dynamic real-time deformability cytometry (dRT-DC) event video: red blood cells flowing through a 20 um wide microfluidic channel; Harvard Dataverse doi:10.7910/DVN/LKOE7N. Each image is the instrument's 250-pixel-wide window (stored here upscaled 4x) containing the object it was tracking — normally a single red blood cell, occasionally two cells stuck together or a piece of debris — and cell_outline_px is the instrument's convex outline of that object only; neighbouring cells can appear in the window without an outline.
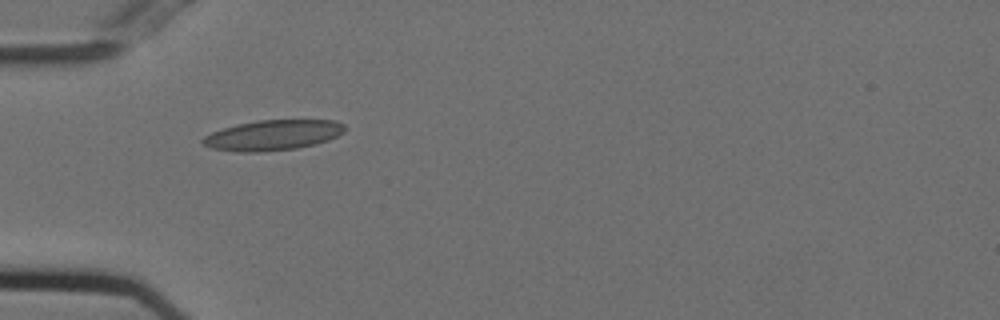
{"species": "Egyptian fruit bat (a non-hibernating species)", "species_latin": "Rousettus aegyptiacus", "temperature_condition": "cold", "stored_images_in_passage": 31, "camera_frame_rate_fps": 3000, "um_per_image_px": 0.085, "animal": {"sex": "female"}, "frame": {"image": 1, "passage_image": 1, "time_ms": 0.0, "image_size_px": [1000, 320], "cell_outline_px": [[344, 132], [328, 140], [316, 144], [296, 148], [256, 152], [236, 152], [212, 148], [204, 144], [200, 140], [204, 136], [212, 132], [236, 124], [256, 120], [336, 120], [344, 124]], "centroid_in_image_um": [23.18, 11.48], "position_along_channel_um": 61.8, "area_um2": 25.03}}
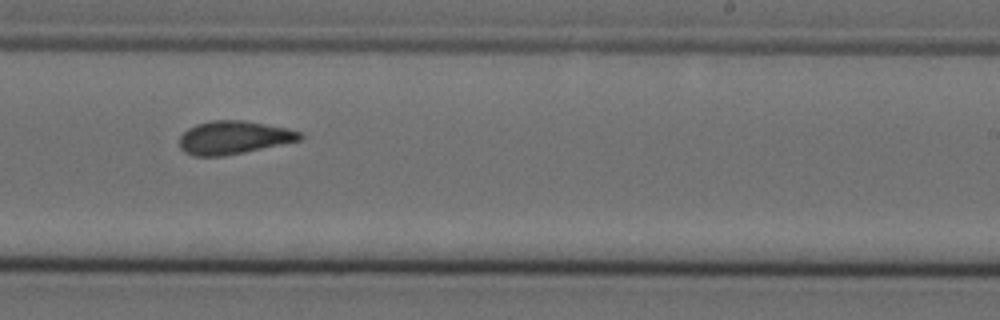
{"frame": {"image": 2, "passage_image": 18, "time_ms": 5.667, "image_size_px": [1000, 320], "cell_outline_px": [[304, 136], [300, 140], [244, 152], [224, 156], [192, 156], [184, 152], [180, 148], [180, 136], [188, 128], [196, 124], [212, 120], [244, 120], [288, 128], [300, 132]], "centroid_in_image_um": [19.84, 11.69], "position_along_channel_um": 269.2, "area_um2": 23.29}}
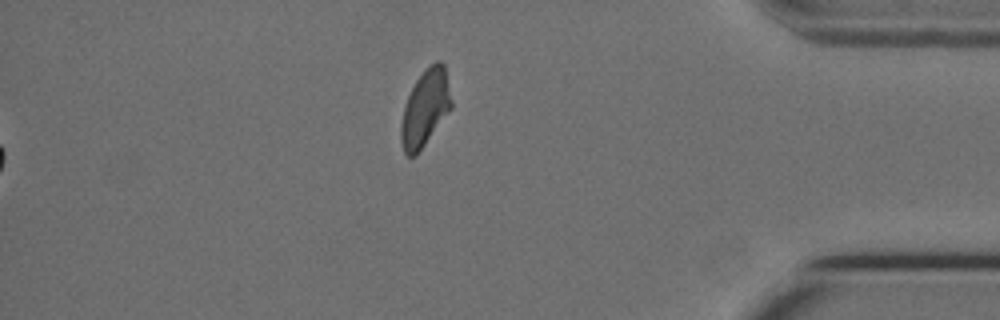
{"frame": {"image": 3, "passage_image": 31, "time_ms": 10.0, "image_size_px": [1000, 320], "cell_outline_px": [[452, 108], [416, 156], [408, 156], [404, 152], [400, 140], [400, 124], [404, 108], [408, 96], [416, 80], [436, 60], [440, 60], [444, 64], [452, 100]], "centroid_in_image_um": [36.14, 9.22], "position_along_channel_um": 399.1, "area_um2": 22.25}, "authors_computed_cell_mechanics": {"area_um2": 23.12, "velocity_mm_per_s": 3.7142, "shape_relaxation_time_tau1_ms": null, "shape_relaxation_time_tau2_ms": 1.9331, "deformation_change_tau1": null, "deformation_change_tau2": 0.0778}}